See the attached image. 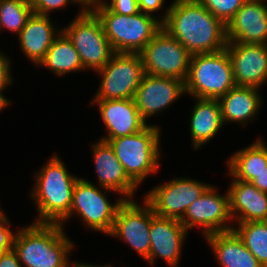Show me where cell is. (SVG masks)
I'll list each match as a JSON object with an SVG mask.
<instances>
[{
    "label": "cell",
    "instance_id": "29",
    "mask_svg": "<svg viewBox=\"0 0 267 267\" xmlns=\"http://www.w3.org/2000/svg\"><path fill=\"white\" fill-rule=\"evenodd\" d=\"M225 25L247 0H196Z\"/></svg>",
    "mask_w": 267,
    "mask_h": 267
},
{
    "label": "cell",
    "instance_id": "14",
    "mask_svg": "<svg viewBox=\"0 0 267 267\" xmlns=\"http://www.w3.org/2000/svg\"><path fill=\"white\" fill-rule=\"evenodd\" d=\"M185 94L183 81L144 74L134 97L141 118L147 123Z\"/></svg>",
    "mask_w": 267,
    "mask_h": 267
},
{
    "label": "cell",
    "instance_id": "20",
    "mask_svg": "<svg viewBox=\"0 0 267 267\" xmlns=\"http://www.w3.org/2000/svg\"><path fill=\"white\" fill-rule=\"evenodd\" d=\"M230 182L228 194L232 221H267V193L261 192L250 182L234 178Z\"/></svg>",
    "mask_w": 267,
    "mask_h": 267
},
{
    "label": "cell",
    "instance_id": "8",
    "mask_svg": "<svg viewBox=\"0 0 267 267\" xmlns=\"http://www.w3.org/2000/svg\"><path fill=\"white\" fill-rule=\"evenodd\" d=\"M108 191L112 190L96 186L80 177L73 189L72 206L66 221L76 214L80 216L84 226H88L87 228L108 235L113 227L117 210L125 200L119 197L117 202H110L106 196Z\"/></svg>",
    "mask_w": 267,
    "mask_h": 267
},
{
    "label": "cell",
    "instance_id": "22",
    "mask_svg": "<svg viewBox=\"0 0 267 267\" xmlns=\"http://www.w3.org/2000/svg\"><path fill=\"white\" fill-rule=\"evenodd\" d=\"M258 91L254 87L234 86L219 98L223 124L229 121L245 127L248 122L255 120L263 102Z\"/></svg>",
    "mask_w": 267,
    "mask_h": 267
},
{
    "label": "cell",
    "instance_id": "4",
    "mask_svg": "<svg viewBox=\"0 0 267 267\" xmlns=\"http://www.w3.org/2000/svg\"><path fill=\"white\" fill-rule=\"evenodd\" d=\"M91 10L100 19L115 53H139L162 29L159 17L143 12L129 16L117 14L102 1Z\"/></svg>",
    "mask_w": 267,
    "mask_h": 267
},
{
    "label": "cell",
    "instance_id": "17",
    "mask_svg": "<svg viewBox=\"0 0 267 267\" xmlns=\"http://www.w3.org/2000/svg\"><path fill=\"white\" fill-rule=\"evenodd\" d=\"M267 0H247L226 25L227 41L267 45Z\"/></svg>",
    "mask_w": 267,
    "mask_h": 267
},
{
    "label": "cell",
    "instance_id": "30",
    "mask_svg": "<svg viewBox=\"0 0 267 267\" xmlns=\"http://www.w3.org/2000/svg\"><path fill=\"white\" fill-rule=\"evenodd\" d=\"M33 13L50 16V12L58 9H64L69 3L78 4L76 0H30Z\"/></svg>",
    "mask_w": 267,
    "mask_h": 267
},
{
    "label": "cell",
    "instance_id": "39",
    "mask_svg": "<svg viewBox=\"0 0 267 267\" xmlns=\"http://www.w3.org/2000/svg\"><path fill=\"white\" fill-rule=\"evenodd\" d=\"M71 267H114L111 264H106V265H91V264H87V263H83V262H72V266Z\"/></svg>",
    "mask_w": 267,
    "mask_h": 267
},
{
    "label": "cell",
    "instance_id": "33",
    "mask_svg": "<svg viewBox=\"0 0 267 267\" xmlns=\"http://www.w3.org/2000/svg\"><path fill=\"white\" fill-rule=\"evenodd\" d=\"M10 59L2 51L0 52V90H5L7 86L10 87L13 84Z\"/></svg>",
    "mask_w": 267,
    "mask_h": 267
},
{
    "label": "cell",
    "instance_id": "6",
    "mask_svg": "<svg viewBox=\"0 0 267 267\" xmlns=\"http://www.w3.org/2000/svg\"><path fill=\"white\" fill-rule=\"evenodd\" d=\"M185 95L193 98L219 99L234 86V74L226 48L220 52L191 56Z\"/></svg>",
    "mask_w": 267,
    "mask_h": 267
},
{
    "label": "cell",
    "instance_id": "11",
    "mask_svg": "<svg viewBox=\"0 0 267 267\" xmlns=\"http://www.w3.org/2000/svg\"><path fill=\"white\" fill-rule=\"evenodd\" d=\"M210 184L191 178H173L151 189L144 199L155 215L181 220L186 209L198 199Z\"/></svg>",
    "mask_w": 267,
    "mask_h": 267
},
{
    "label": "cell",
    "instance_id": "32",
    "mask_svg": "<svg viewBox=\"0 0 267 267\" xmlns=\"http://www.w3.org/2000/svg\"><path fill=\"white\" fill-rule=\"evenodd\" d=\"M102 2L112 11L122 15H133L140 12L137 0H102Z\"/></svg>",
    "mask_w": 267,
    "mask_h": 267
},
{
    "label": "cell",
    "instance_id": "10",
    "mask_svg": "<svg viewBox=\"0 0 267 267\" xmlns=\"http://www.w3.org/2000/svg\"><path fill=\"white\" fill-rule=\"evenodd\" d=\"M139 54L145 74L186 81L192 54L163 28Z\"/></svg>",
    "mask_w": 267,
    "mask_h": 267
},
{
    "label": "cell",
    "instance_id": "15",
    "mask_svg": "<svg viewBox=\"0 0 267 267\" xmlns=\"http://www.w3.org/2000/svg\"><path fill=\"white\" fill-rule=\"evenodd\" d=\"M226 50L236 86L262 88L267 81V45L228 41Z\"/></svg>",
    "mask_w": 267,
    "mask_h": 267
},
{
    "label": "cell",
    "instance_id": "26",
    "mask_svg": "<svg viewBox=\"0 0 267 267\" xmlns=\"http://www.w3.org/2000/svg\"><path fill=\"white\" fill-rule=\"evenodd\" d=\"M39 66L48 68L59 77L85 70L79 53L63 31L55 38Z\"/></svg>",
    "mask_w": 267,
    "mask_h": 267
},
{
    "label": "cell",
    "instance_id": "19",
    "mask_svg": "<svg viewBox=\"0 0 267 267\" xmlns=\"http://www.w3.org/2000/svg\"><path fill=\"white\" fill-rule=\"evenodd\" d=\"M92 150L98 185L125 200L134 199L138 186L128 177L110 144L99 139L92 145Z\"/></svg>",
    "mask_w": 267,
    "mask_h": 267
},
{
    "label": "cell",
    "instance_id": "35",
    "mask_svg": "<svg viewBox=\"0 0 267 267\" xmlns=\"http://www.w3.org/2000/svg\"><path fill=\"white\" fill-rule=\"evenodd\" d=\"M0 267H23L16 252L12 249L0 253Z\"/></svg>",
    "mask_w": 267,
    "mask_h": 267
},
{
    "label": "cell",
    "instance_id": "25",
    "mask_svg": "<svg viewBox=\"0 0 267 267\" xmlns=\"http://www.w3.org/2000/svg\"><path fill=\"white\" fill-rule=\"evenodd\" d=\"M231 156L227 160V172L237 180L251 182L267 167V145L261 138Z\"/></svg>",
    "mask_w": 267,
    "mask_h": 267
},
{
    "label": "cell",
    "instance_id": "21",
    "mask_svg": "<svg viewBox=\"0 0 267 267\" xmlns=\"http://www.w3.org/2000/svg\"><path fill=\"white\" fill-rule=\"evenodd\" d=\"M50 16L32 13L18 34L21 51L37 67L44 60L55 38L62 31L57 29Z\"/></svg>",
    "mask_w": 267,
    "mask_h": 267
},
{
    "label": "cell",
    "instance_id": "27",
    "mask_svg": "<svg viewBox=\"0 0 267 267\" xmlns=\"http://www.w3.org/2000/svg\"><path fill=\"white\" fill-rule=\"evenodd\" d=\"M263 267H267V221L238 223L232 229Z\"/></svg>",
    "mask_w": 267,
    "mask_h": 267
},
{
    "label": "cell",
    "instance_id": "37",
    "mask_svg": "<svg viewBox=\"0 0 267 267\" xmlns=\"http://www.w3.org/2000/svg\"><path fill=\"white\" fill-rule=\"evenodd\" d=\"M76 1L81 5V8L92 9L102 0H76Z\"/></svg>",
    "mask_w": 267,
    "mask_h": 267
},
{
    "label": "cell",
    "instance_id": "12",
    "mask_svg": "<svg viewBox=\"0 0 267 267\" xmlns=\"http://www.w3.org/2000/svg\"><path fill=\"white\" fill-rule=\"evenodd\" d=\"M136 202L123 201L108 236L127 242L146 261L150 253L151 206L145 199L142 205Z\"/></svg>",
    "mask_w": 267,
    "mask_h": 267
},
{
    "label": "cell",
    "instance_id": "3",
    "mask_svg": "<svg viewBox=\"0 0 267 267\" xmlns=\"http://www.w3.org/2000/svg\"><path fill=\"white\" fill-rule=\"evenodd\" d=\"M60 224L34 223L16 231L13 250L23 267H71L74 242Z\"/></svg>",
    "mask_w": 267,
    "mask_h": 267
},
{
    "label": "cell",
    "instance_id": "36",
    "mask_svg": "<svg viewBox=\"0 0 267 267\" xmlns=\"http://www.w3.org/2000/svg\"><path fill=\"white\" fill-rule=\"evenodd\" d=\"M261 192L267 193V167L250 182Z\"/></svg>",
    "mask_w": 267,
    "mask_h": 267
},
{
    "label": "cell",
    "instance_id": "38",
    "mask_svg": "<svg viewBox=\"0 0 267 267\" xmlns=\"http://www.w3.org/2000/svg\"><path fill=\"white\" fill-rule=\"evenodd\" d=\"M2 92L4 93V90H0V111L12 104L10 99H7Z\"/></svg>",
    "mask_w": 267,
    "mask_h": 267
},
{
    "label": "cell",
    "instance_id": "24",
    "mask_svg": "<svg viewBox=\"0 0 267 267\" xmlns=\"http://www.w3.org/2000/svg\"><path fill=\"white\" fill-rule=\"evenodd\" d=\"M190 118V136L193 149L209 142L223 127L218 99L196 98Z\"/></svg>",
    "mask_w": 267,
    "mask_h": 267
},
{
    "label": "cell",
    "instance_id": "13",
    "mask_svg": "<svg viewBox=\"0 0 267 267\" xmlns=\"http://www.w3.org/2000/svg\"><path fill=\"white\" fill-rule=\"evenodd\" d=\"M210 185L205 192L186 209L180 222L189 230L199 226L203 236L231 231L234 227L229 211V194H219ZM230 221V222H229Z\"/></svg>",
    "mask_w": 267,
    "mask_h": 267
},
{
    "label": "cell",
    "instance_id": "9",
    "mask_svg": "<svg viewBox=\"0 0 267 267\" xmlns=\"http://www.w3.org/2000/svg\"><path fill=\"white\" fill-rule=\"evenodd\" d=\"M96 72L101 81L92 100L134 99L145 74L139 53H115L109 62Z\"/></svg>",
    "mask_w": 267,
    "mask_h": 267
},
{
    "label": "cell",
    "instance_id": "23",
    "mask_svg": "<svg viewBox=\"0 0 267 267\" xmlns=\"http://www.w3.org/2000/svg\"><path fill=\"white\" fill-rule=\"evenodd\" d=\"M222 267H263L233 231L212 233L204 237Z\"/></svg>",
    "mask_w": 267,
    "mask_h": 267
},
{
    "label": "cell",
    "instance_id": "18",
    "mask_svg": "<svg viewBox=\"0 0 267 267\" xmlns=\"http://www.w3.org/2000/svg\"><path fill=\"white\" fill-rule=\"evenodd\" d=\"M90 104L99 108L105 125L107 134L100 138L103 141L138 133L148 125L141 118L134 99L92 100Z\"/></svg>",
    "mask_w": 267,
    "mask_h": 267
},
{
    "label": "cell",
    "instance_id": "31",
    "mask_svg": "<svg viewBox=\"0 0 267 267\" xmlns=\"http://www.w3.org/2000/svg\"><path fill=\"white\" fill-rule=\"evenodd\" d=\"M5 213L0 211V253L13 249L14 238L16 232L10 229L11 222Z\"/></svg>",
    "mask_w": 267,
    "mask_h": 267
},
{
    "label": "cell",
    "instance_id": "5",
    "mask_svg": "<svg viewBox=\"0 0 267 267\" xmlns=\"http://www.w3.org/2000/svg\"><path fill=\"white\" fill-rule=\"evenodd\" d=\"M160 126L147 125L138 133L109 139L115 155L128 177L139 187L149 174L158 172L160 156Z\"/></svg>",
    "mask_w": 267,
    "mask_h": 267
},
{
    "label": "cell",
    "instance_id": "1",
    "mask_svg": "<svg viewBox=\"0 0 267 267\" xmlns=\"http://www.w3.org/2000/svg\"><path fill=\"white\" fill-rule=\"evenodd\" d=\"M165 8L162 28L192 55L226 48V25L196 0H174Z\"/></svg>",
    "mask_w": 267,
    "mask_h": 267
},
{
    "label": "cell",
    "instance_id": "7",
    "mask_svg": "<svg viewBox=\"0 0 267 267\" xmlns=\"http://www.w3.org/2000/svg\"><path fill=\"white\" fill-rule=\"evenodd\" d=\"M62 31L71 40L86 70L102 69L115 54L100 19L91 9L80 8Z\"/></svg>",
    "mask_w": 267,
    "mask_h": 267
},
{
    "label": "cell",
    "instance_id": "34",
    "mask_svg": "<svg viewBox=\"0 0 267 267\" xmlns=\"http://www.w3.org/2000/svg\"><path fill=\"white\" fill-rule=\"evenodd\" d=\"M164 1L165 0H137L140 12L152 16H154L153 13H155V11L157 12L163 8Z\"/></svg>",
    "mask_w": 267,
    "mask_h": 267
},
{
    "label": "cell",
    "instance_id": "2",
    "mask_svg": "<svg viewBox=\"0 0 267 267\" xmlns=\"http://www.w3.org/2000/svg\"><path fill=\"white\" fill-rule=\"evenodd\" d=\"M51 157L33 175L35 185L30 197L34 199L38 212V217L33 222L60 224L64 227L72 206L73 189L80 177L68 172L59 156Z\"/></svg>",
    "mask_w": 267,
    "mask_h": 267
},
{
    "label": "cell",
    "instance_id": "28",
    "mask_svg": "<svg viewBox=\"0 0 267 267\" xmlns=\"http://www.w3.org/2000/svg\"><path fill=\"white\" fill-rule=\"evenodd\" d=\"M32 13L30 0H0V30L18 35Z\"/></svg>",
    "mask_w": 267,
    "mask_h": 267
},
{
    "label": "cell",
    "instance_id": "16",
    "mask_svg": "<svg viewBox=\"0 0 267 267\" xmlns=\"http://www.w3.org/2000/svg\"><path fill=\"white\" fill-rule=\"evenodd\" d=\"M187 234L180 220L159 217L151 207L150 253L146 261L153 265L161 258L169 267H178Z\"/></svg>",
    "mask_w": 267,
    "mask_h": 267
}]
</instances>
